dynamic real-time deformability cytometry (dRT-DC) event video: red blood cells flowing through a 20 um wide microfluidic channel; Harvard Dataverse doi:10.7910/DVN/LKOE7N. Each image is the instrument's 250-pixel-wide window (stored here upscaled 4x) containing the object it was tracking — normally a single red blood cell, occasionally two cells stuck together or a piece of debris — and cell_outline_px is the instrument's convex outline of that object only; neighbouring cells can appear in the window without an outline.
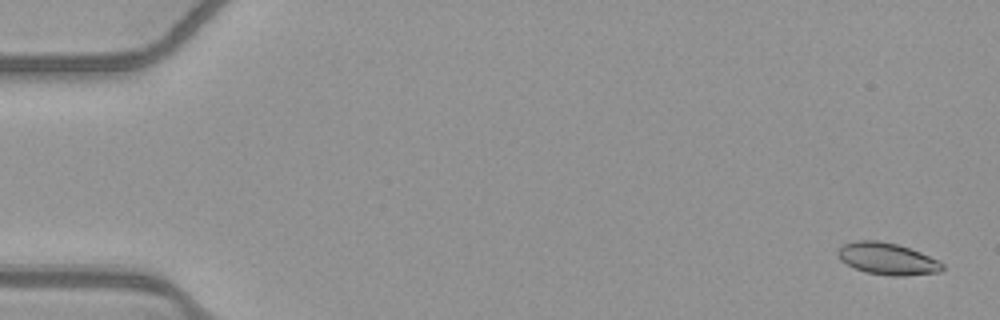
{"species": "common noctule bat (a hibernating species)", "species_latin": "Nyctalus noctula", "temperature_condition": "warm", "stored_images_in_passage": 54, "camera_frame_rate_fps": 3000, "um_per_image_px": 0.085, "animal": {"sex": "female", "body_mass_g": 21.9}, "frame": {"image": 1, "passage_image": 2, "time_ms": 0.333, "image_size_px": [1000, 320], "cell_outline_px": [[944, 268], [940, 272], [904, 276], [888, 276], [868, 272], [856, 268], [840, 260], [836, 256], [836, 252], [844, 244], [856, 240], [876, 240], [896, 244], [920, 252], [944, 264]], "centroid_in_image_um": [75.41, 22.0], "position_along_channel_um": 9.6, "area_um2": 19.25}}
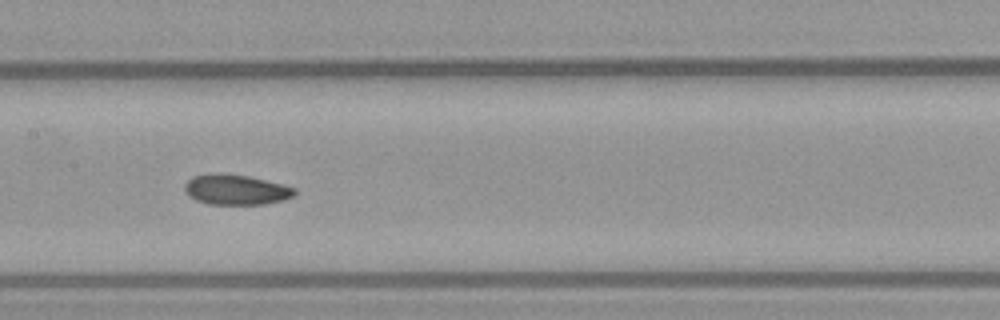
{"frame": {"image": 2, "passage_image": 27, "time_ms": 8.667, "image_size_px": [1000, 320], "cell_outline_px": [[296, 196], [284, 200], [264, 204], [208, 204], [196, 200], [188, 196], [184, 188], [184, 184], [192, 176], [208, 172], [216, 172], [248, 176], [284, 184], [296, 188]], "centroid_in_image_um": [20.05, 16.11], "position_along_channel_um": 187.3, "area_um2": 19.77}}
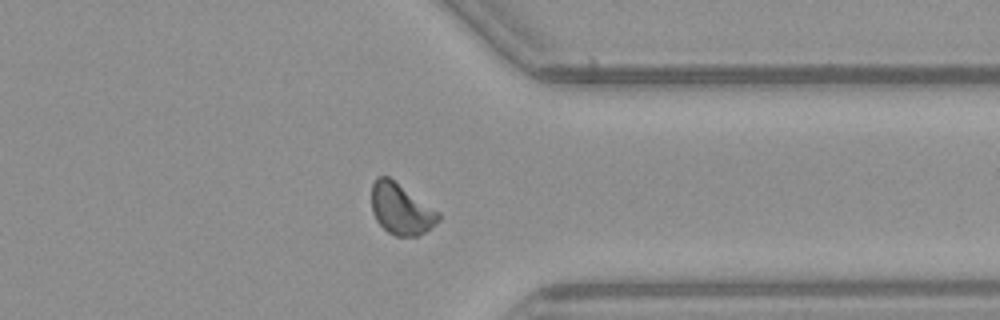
{"frame": {"image": 3, "passage_image": 42, "time_ms": 13.667, "image_size_px": [1000, 320], "cell_outline_px": [[440, 220], [436, 224], [420, 236], [396, 236], [388, 232], [376, 220], [372, 212], [372, 184], [376, 176], [388, 176], [440, 212]], "centroid_in_image_um": [34.1, 17.77], "position_along_channel_um": 377.3, "area_um2": 19.94}, "authors_computed_cell_mechanics": {"area_um2": 19.363, "velocity_mm_per_s": 3.8959, "shape_relaxation_time_tau1_ms": null, "shape_relaxation_time_tau2_ms": 6.5267, "deformation_change_tau1": null, "deformation_change_tau2": 0.1044}}